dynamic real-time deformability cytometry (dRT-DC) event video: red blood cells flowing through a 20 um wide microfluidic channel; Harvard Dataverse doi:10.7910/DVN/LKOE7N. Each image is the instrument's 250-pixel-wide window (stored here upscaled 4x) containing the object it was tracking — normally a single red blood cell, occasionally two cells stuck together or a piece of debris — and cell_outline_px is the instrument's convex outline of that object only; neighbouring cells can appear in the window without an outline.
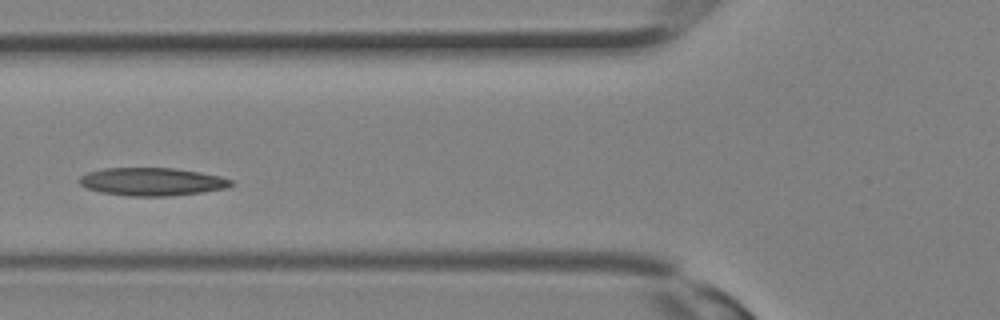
{"species": "Egyptian fruit bat (a non-hibernating species)", "species_latin": "Rousettus aegyptiacus", "temperature_condition": "room temperature", "stored_images_in_passage": 17, "camera_frame_rate_fps": 3000, "um_per_image_px": 0.085, "animal": {"sex": "female"}, "frame": {"image": 1, "passage_image": 8, "time_ms": 2.333, "image_size_px": [1000, 320], "cell_outline_px": [[236, 184], [228, 188], [200, 192], [168, 196], [128, 196], [100, 192], [88, 188], [80, 184], [80, 176], [88, 172], [104, 168], [176, 168], [200, 172], [220, 176], [232, 180]], "centroid_in_image_um": [12.96, 15.44], "position_along_channel_um": 112.8, "area_um2": 24.74}}
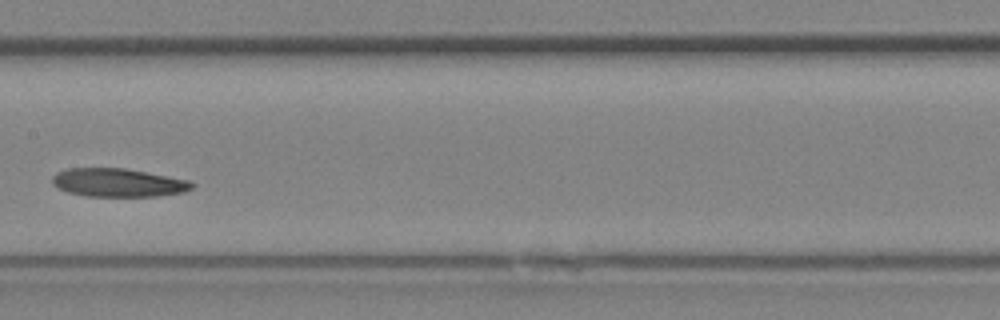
{"frame": {"image": 2, "passage_image": 12, "time_ms": 3.667, "image_size_px": [1000, 320], "cell_outline_px": [[196, 184], [192, 188], [184, 192], [156, 196], [84, 196], [68, 192], [52, 184], [52, 176], [56, 172], [68, 168], [124, 168], [188, 180]], "centroid_in_image_um": [10.02, 15.52], "position_along_channel_um": 197.4, "area_um2": 23.0}}
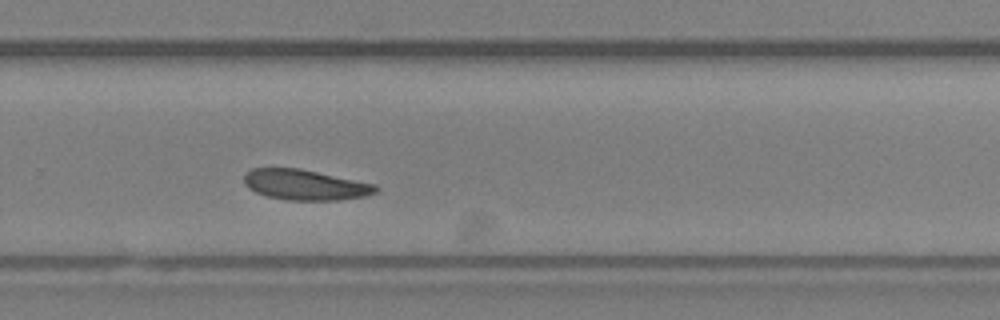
{"frame": {"image": 3, "passage_image": 17, "time_ms": 5.333, "image_size_px": [1000, 320], "cell_outline_px": [[380, 188], [376, 192], [364, 196], [336, 200], [288, 200], [268, 196], [256, 192], [248, 188], [244, 184], [244, 176], [252, 168], [300, 168], [376, 184]], "centroid_in_image_um": [25.95, 15.7], "position_along_channel_um": 303.9, "area_um2": 23.29}}